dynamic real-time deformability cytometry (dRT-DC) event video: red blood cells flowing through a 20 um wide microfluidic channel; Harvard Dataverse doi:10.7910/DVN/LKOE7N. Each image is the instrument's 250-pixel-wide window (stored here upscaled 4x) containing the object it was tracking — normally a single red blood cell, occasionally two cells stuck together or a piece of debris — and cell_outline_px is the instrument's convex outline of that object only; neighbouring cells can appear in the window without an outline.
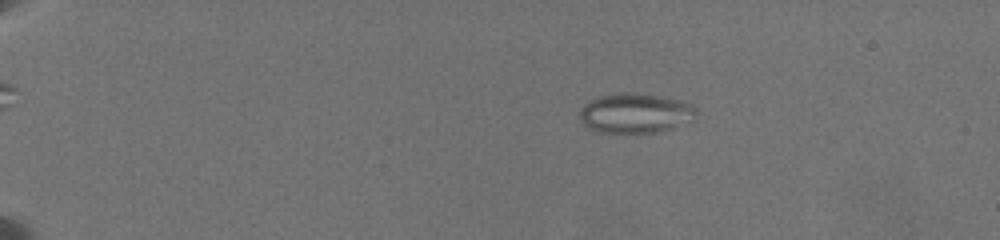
{"species": "common noctule bat (a hibernating species)", "species_latin": "Nyctalus noctula", "temperature_condition": "warm", "stored_images_in_passage": 62, "camera_frame_rate_fps": 3000, "um_per_image_px": 0.085, "animal": {"sex": "female", "body_mass_g": 19.5, "forearm_length_mm": 54.1}, "frame": {"image": 1, "passage_image": 18, "time_ms": 4.667, "image_size_px": [1000, 240], "cell_outline_px": [[696, 116], [692, 120], [672, 128], [656, 132], [600, 132], [588, 128], [580, 120], [580, 108], [584, 104], [596, 96], [620, 92], [636, 92], [664, 96], [684, 100], [692, 104], [696, 108]], "centroid_in_image_um": [54.01, 9.58], "position_along_channel_um": 31.0, "area_um2": 27.4}}
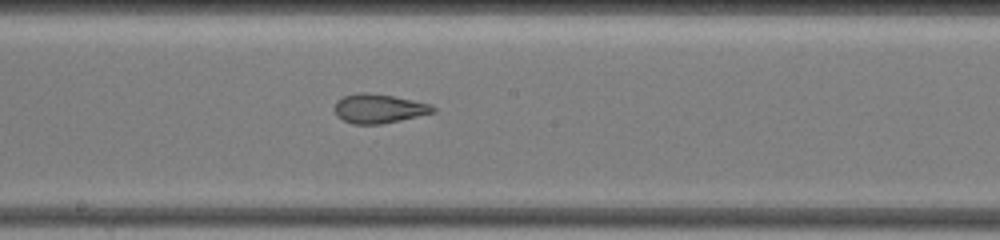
{"frame": {"image": 2, "passage_image": 48, "time_ms": 13.0, "image_size_px": [1000, 240], "cell_outline_px": [[436, 112], [400, 120], [380, 124], [352, 124], [336, 116], [336, 100], [344, 96], [356, 92], [368, 92], [392, 96], [432, 104], [436, 108]], "centroid_in_image_um": [32.21, 9.22], "position_along_channel_um": 216.0, "area_um2": 16.7}}
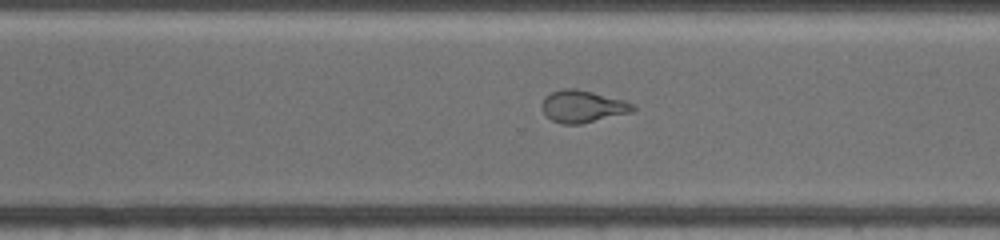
{"frame": {"image": 3, "passage_image": 59, "time_ms": 16.0, "image_size_px": [1000, 240], "cell_outline_px": [[636, 108], [632, 112], [580, 124], [560, 124], [552, 120], [544, 112], [540, 104], [544, 96], [552, 92], [564, 88], [576, 88], [624, 100], [632, 104]], "centroid_in_image_um": [49.49, 9.04], "position_along_channel_um": 321.1, "area_um2": 16.99}}